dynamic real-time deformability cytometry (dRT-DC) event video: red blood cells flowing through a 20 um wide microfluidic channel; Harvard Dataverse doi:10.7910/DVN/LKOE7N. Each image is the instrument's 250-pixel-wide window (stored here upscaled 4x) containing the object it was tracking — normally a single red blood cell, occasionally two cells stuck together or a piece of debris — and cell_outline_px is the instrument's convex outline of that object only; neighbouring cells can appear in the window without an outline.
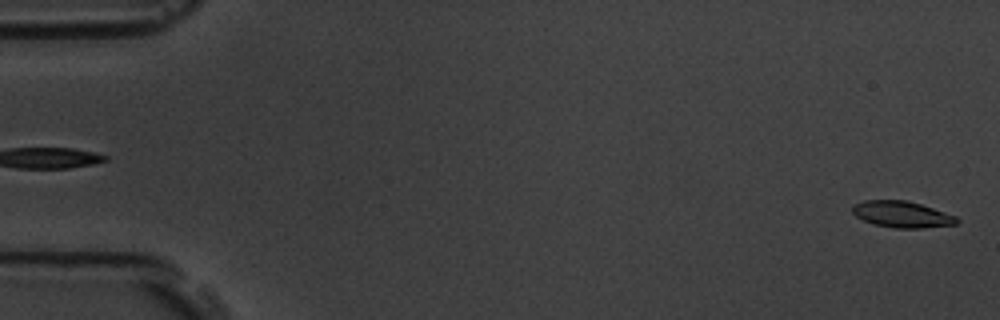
{"species": "common noctule bat (a hibernating species)", "species_latin": "Nyctalus noctula", "temperature_condition": "room temperature", "stored_images_in_passage": 5, "segment_of_instrument_passage": [2, 2], "camera_frame_rate_fps": 3000, "um_per_image_px": 0.085, "animal": {"sex": "male", "body_mass_g": 19.5, "forearm_length_mm": 54.6}, "frame": {"image": 1, "passage_image": 5, "time_ms": 5.333, "image_size_px": [1000, 320], "cell_outline_px": [[960, 220], [956, 224], [920, 228], [896, 228], [876, 224], [864, 220], [856, 216], [852, 212], [852, 204], [864, 200], [908, 200], [956, 216]], "centroid_in_image_um": [76.65, 18.21], "position_along_channel_um": 8.4, "area_um2": 15.9}}